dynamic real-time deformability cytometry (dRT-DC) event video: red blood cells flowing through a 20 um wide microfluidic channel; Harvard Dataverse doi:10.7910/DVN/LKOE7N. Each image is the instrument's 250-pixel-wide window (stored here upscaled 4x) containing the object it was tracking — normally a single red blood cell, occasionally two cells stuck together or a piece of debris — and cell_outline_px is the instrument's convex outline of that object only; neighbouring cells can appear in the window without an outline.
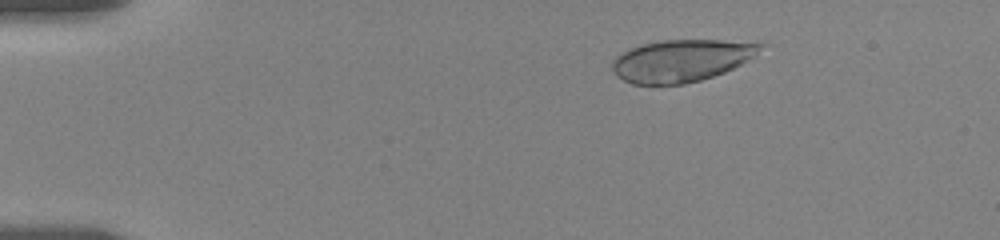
{"species": "human", "species_latin": "Homo sapiens", "temperature_condition": "room temperature", "stored_images_in_passage": 64, "camera_frame_rate_fps": 3000, "um_per_image_px": 0.085, "donor": {"sex": "female"}, "frame": {"image": 1, "passage_image": 1, "time_ms": 0.0, "image_size_px": [1000, 240], "cell_outline_px": [[764, 44], [752, 56], [740, 64], [724, 72], [700, 80], [684, 84], [632, 84], [616, 76], [612, 68], [612, 60], [616, 56], [640, 44], [660, 40], [720, 40]], "centroid_in_image_um": [57.83, 5.15], "position_along_channel_um": 27.2, "area_um2": 35.84}}
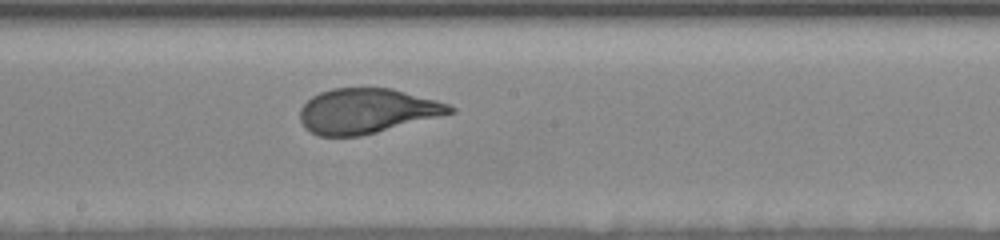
{"frame": {"image": 2, "passage_image": 33, "time_ms": 7.667, "image_size_px": [1000, 240], "cell_outline_px": [[456, 112], [360, 136], [320, 136], [304, 128], [300, 120], [300, 108], [312, 96], [320, 92], [332, 88], [392, 88], [436, 100], [448, 104], [456, 108]], "centroid_in_image_um": [31.17, 9.43], "position_along_channel_um": 217.0, "area_um2": 39.07}}
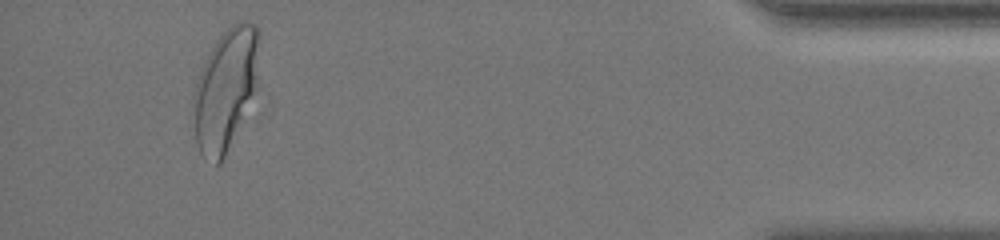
{"frame": {"image": 3, "passage_image": 62, "time_ms": 15.0, "image_size_px": [1000, 240], "cell_outline_px": [[260, 36], [256, 88], [224, 156], [220, 164], [216, 168], [200, 152], [196, 140], [192, 100], [196, 80], [216, 40], [236, 20], [244, 20], [256, 24]], "centroid_in_image_um": [19.16, 7.55], "position_along_channel_um": 416.0, "area_um2": 46.07}, "authors_computed_cell_mechanics": {"area_um2": 39.5352, "velocity_mm_per_s": 3.4826, "shape_relaxation_time_tau1_ms": 4.7838, "shape_relaxation_time_tau2_ms": null, "deformation_change_tau1": 0.2037, "deformation_change_tau2": null}}